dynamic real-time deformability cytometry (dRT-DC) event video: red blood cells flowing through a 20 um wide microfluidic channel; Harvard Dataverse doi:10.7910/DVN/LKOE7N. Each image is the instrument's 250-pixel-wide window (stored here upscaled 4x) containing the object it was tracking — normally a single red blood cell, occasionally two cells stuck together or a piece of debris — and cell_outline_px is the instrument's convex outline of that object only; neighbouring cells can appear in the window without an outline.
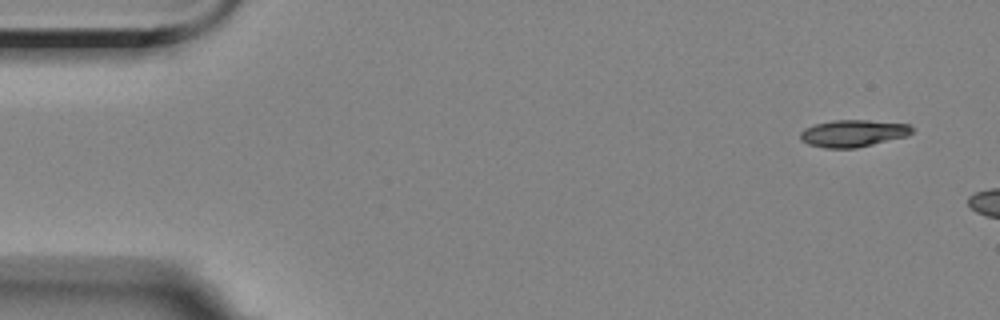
{"species": "Egyptian fruit bat (a non-hibernating species)", "species_latin": "Rousettus aegyptiacus", "temperature_condition": "room temperature", "stored_images_in_passage": 6, "camera_frame_rate_fps": 3000, "um_per_image_px": 0.085, "animal": {"sex": "female"}, "frame": {"image": 1, "passage_image": 1, "time_ms": 0.0, "image_size_px": [1000, 320], "cell_outline_px": [[912, 132], [908, 136], [856, 148], [824, 148], [808, 144], [800, 140], [800, 132], [804, 128], [816, 124], [832, 120], [868, 120], [908, 124], [912, 128]], "centroid_in_image_um": [72.49, 11.33], "position_along_channel_um": 12.5, "area_um2": 17.63}}
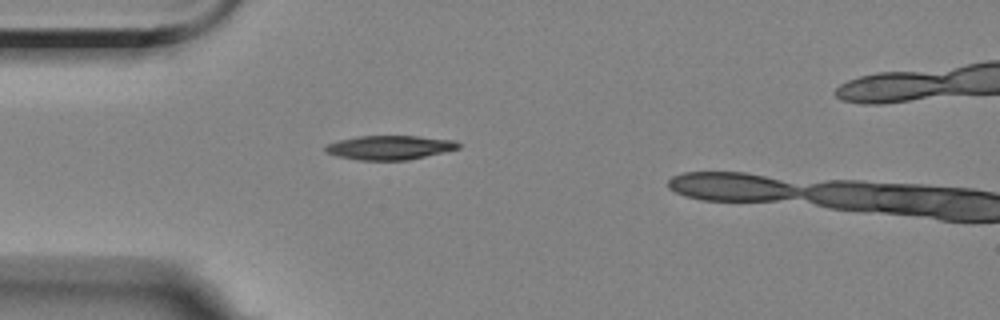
{"frame": {"image": 2, "passage_image": 4, "time_ms": 4.0, "image_size_px": [1000, 320], "cell_outline_px": [[460, 148], [444, 152], [408, 160], [360, 160], [336, 156], [324, 152], [324, 148], [328, 144], [340, 140], [356, 136], [416, 136], [456, 140], [460, 144]], "centroid_in_image_um": [33.13, 12.54], "position_along_channel_um": 51.9, "area_um2": 18.73}}